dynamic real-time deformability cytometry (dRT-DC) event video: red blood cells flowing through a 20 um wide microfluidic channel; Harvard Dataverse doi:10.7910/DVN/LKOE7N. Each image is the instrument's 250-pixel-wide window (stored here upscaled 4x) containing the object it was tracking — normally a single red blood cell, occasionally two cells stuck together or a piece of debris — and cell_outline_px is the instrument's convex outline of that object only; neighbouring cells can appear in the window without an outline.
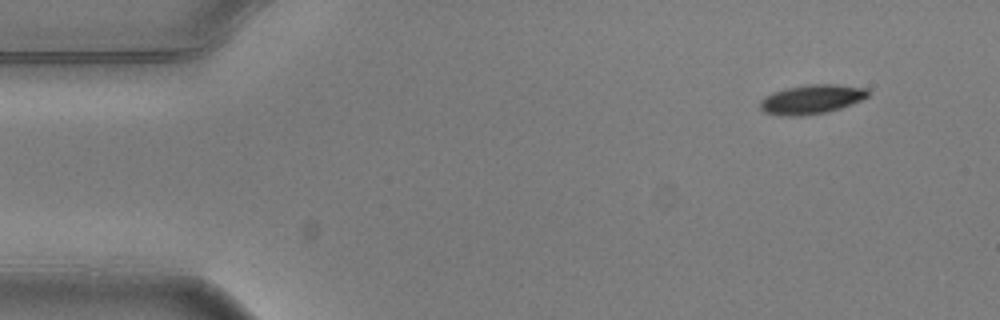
{"species": "common noctule bat (a hibernating species)", "species_latin": "Nyctalus noctula", "temperature_condition": "warm", "stored_images_in_passage": 4, "camera_frame_rate_fps": 3000, "um_per_image_px": 0.085, "animal": {"sex": "male", "body_mass_g": 20.5, "forearm_length_mm": 52.5}, "frame": {"image": 1, "passage_image": 1, "time_ms": 0.0, "image_size_px": [1000, 320], "cell_outline_px": [[872, 92], [868, 96], [852, 104], [828, 112], [804, 116], [780, 116], [764, 112], [760, 108], [760, 100], [764, 96], [772, 92], [784, 88], [804, 84], [836, 84], [868, 88]], "centroid_in_image_um": [68.97, 8.43], "position_along_channel_um": 16.0, "area_um2": 18.84}}
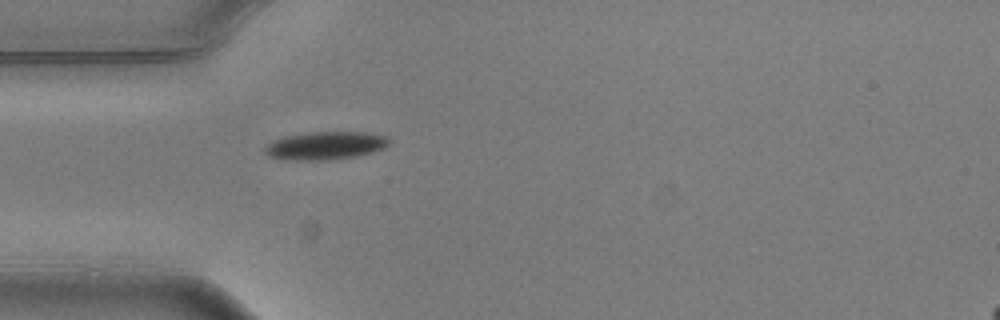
{"frame": {"image": 2, "passage_image": 4, "time_ms": 1.0, "image_size_px": [1000, 320], "cell_outline_px": [[392, 140], [384, 148], [356, 156], [324, 160], [296, 160], [268, 156], [264, 152], [264, 144], [272, 140], [284, 136], [312, 132], [364, 132], [388, 136]], "centroid_in_image_um": [27.64, 12.36], "position_along_channel_um": 57.4, "area_um2": 20.29}}